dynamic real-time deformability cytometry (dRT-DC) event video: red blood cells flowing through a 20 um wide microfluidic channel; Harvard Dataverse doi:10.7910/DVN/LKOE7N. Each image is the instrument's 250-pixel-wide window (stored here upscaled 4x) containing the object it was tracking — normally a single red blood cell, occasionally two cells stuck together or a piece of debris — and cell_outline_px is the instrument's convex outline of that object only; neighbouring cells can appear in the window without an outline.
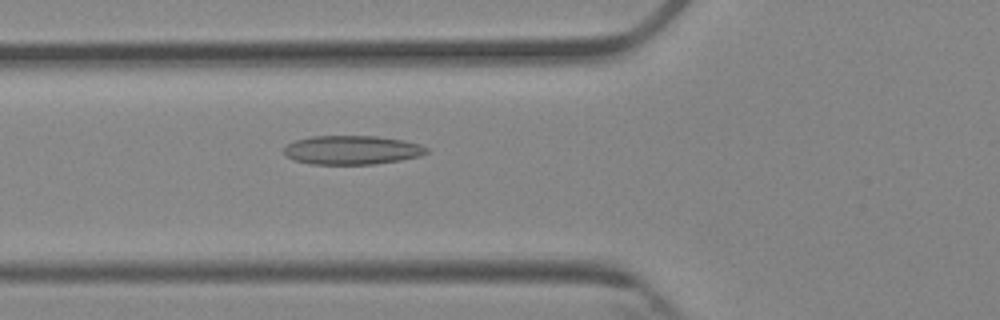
{"species": "Egyptian fruit bat (a non-hibernating species)", "species_latin": "Rousettus aegyptiacus", "temperature_condition": "cold", "stored_images_in_passage": 6, "camera_frame_rate_fps": 3000, "um_per_image_px": 0.085, "animal": {"sex": "female"}, "frame": {"image": 1, "passage_image": 6, "time_ms": 5.667, "image_size_px": [1000, 320], "cell_outline_px": [[428, 152], [420, 156], [400, 160], [376, 164], [312, 164], [292, 160], [284, 156], [284, 148], [288, 144], [296, 140], [312, 136], [376, 136], [404, 140], [420, 144], [428, 148]], "centroid_in_image_um": [29.91, 12.75], "position_along_channel_um": 95.9, "area_um2": 24.16}}